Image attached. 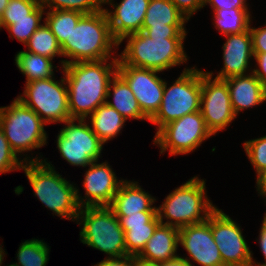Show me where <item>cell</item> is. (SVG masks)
<instances>
[{
    "label": "cell",
    "mask_w": 266,
    "mask_h": 266,
    "mask_svg": "<svg viewBox=\"0 0 266 266\" xmlns=\"http://www.w3.org/2000/svg\"><path fill=\"white\" fill-rule=\"evenodd\" d=\"M65 64L63 76L68 90L71 119H87L106 103L108 85L117 72L118 58Z\"/></svg>",
    "instance_id": "obj_1"
},
{
    "label": "cell",
    "mask_w": 266,
    "mask_h": 266,
    "mask_svg": "<svg viewBox=\"0 0 266 266\" xmlns=\"http://www.w3.org/2000/svg\"><path fill=\"white\" fill-rule=\"evenodd\" d=\"M119 47L111 33L107 14L104 9L92 14H84L73 27L69 38L61 45L65 64L109 59L112 50Z\"/></svg>",
    "instance_id": "obj_2"
},
{
    "label": "cell",
    "mask_w": 266,
    "mask_h": 266,
    "mask_svg": "<svg viewBox=\"0 0 266 266\" xmlns=\"http://www.w3.org/2000/svg\"><path fill=\"white\" fill-rule=\"evenodd\" d=\"M46 160L25 162L22 166L34 195L61 219L76 221L81 209L77 200V187L61 177Z\"/></svg>",
    "instance_id": "obj_3"
},
{
    "label": "cell",
    "mask_w": 266,
    "mask_h": 266,
    "mask_svg": "<svg viewBox=\"0 0 266 266\" xmlns=\"http://www.w3.org/2000/svg\"><path fill=\"white\" fill-rule=\"evenodd\" d=\"M125 49L118 54V64L152 69L159 72L187 62L185 38H149L143 32L124 37Z\"/></svg>",
    "instance_id": "obj_4"
},
{
    "label": "cell",
    "mask_w": 266,
    "mask_h": 266,
    "mask_svg": "<svg viewBox=\"0 0 266 266\" xmlns=\"http://www.w3.org/2000/svg\"><path fill=\"white\" fill-rule=\"evenodd\" d=\"M205 184L204 179L195 176L168 194L156 207L160 222L180 229L207 220L217 207L208 199Z\"/></svg>",
    "instance_id": "obj_5"
},
{
    "label": "cell",
    "mask_w": 266,
    "mask_h": 266,
    "mask_svg": "<svg viewBox=\"0 0 266 266\" xmlns=\"http://www.w3.org/2000/svg\"><path fill=\"white\" fill-rule=\"evenodd\" d=\"M80 241L109 255L121 257L127 255L124 230L116 215L108 206L82 207L77 216Z\"/></svg>",
    "instance_id": "obj_6"
},
{
    "label": "cell",
    "mask_w": 266,
    "mask_h": 266,
    "mask_svg": "<svg viewBox=\"0 0 266 266\" xmlns=\"http://www.w3.org/2000/svg\"><path fill=\"white\" fill-rule=\"evenodd\" d=\"M44 126L46 123L17 98L9 106L0 107V128L17 156L47 145Z\"/></svg>",
    "instance_id": "obj_7"
},
{
    "label": "cell",
    "mask_w": 266,
    "mask_h": 266,
    "mask_svg": "<svg viewBox=\"0 0 266 266\" xmlns=\"http://www.w3.org/2000/svg\"><path fill=\"white\" fill-rule=\"evenodd\" d=\"M195 67L185 68L168 88V82L165 81L161 106L150 119L158 131L186 114L200 111L201 70Z\"/></svg>",
    "instance_id": "obj_8"
},
{
    "label": "cell",
    "mask_w": 266,
    "mask_h": 266,
    "mask_svg": "<svg viewBox=\"0 0 266 266\" xmlns=\"http://www.w3.org/2000/svg\"><path fill=\"white\" fill-rule=\"evenodd\" d=\"M39 79L25 84L23 95L16 97L31 108L46 124L70 120L65 77Z\"/></svg>",
    "instance_id": "obj_9"
},
{
    "label": "cell",
    "mask_w": 266,
    "mask_h": 266,
    "mask_svg": "<svg viewBox=\"0 0 266 266\" xmlns=\"http://www.w3.org/2000/svg\"><path fill=\"white\" fill-rule=\"evenodd\" d=\"M212 135L202 114L196 111L163 126L156 132L153 144L160 147V154L168 149L170 156L188 154Z\"/></svg>",
    "instance_id": "obj_10"
},
{
    "label": "cell",
    "mask_w": 266,
    "mask_h": 266,
    "mask_svg": "<svg viewBox=\"0 0 266 266\" xmlns=\"http://www.w3.org/2000/svg\"><path fill=\"white\" fill-rule=\"evenodd\" d=\"M86 121V119H70L64 122L65 127L56 137L60 155L72 166L85 168L101 157L104 143Z\"/></svg>",
    "instance_id": "obj_11"
},
{
    "label": "cell",
    "mask_w": 266,
    "mask_h": 266,
    "mask_svg": "<svg viewBox=\"0 0 266 266\" xmlns=\"http://www.w3.org/2000/svg\"><path fill=\"white\" fill-rule=\"evenodd\" d=\"M213 72L201 71L200 113L213 135L227 128L237 117L230 101L227 82L213 79Z\"/></svg>",
    "instance_id": "obj_12"
},
{
    "label": "cell",
    "mask_w": 266,
    "mask_h": 266,
    "mask_svg": "<svg viewBox=\"0 0 266 266\" xmlns=\"http://www.w3.org/2000/svg\"><path fill=\"white\" fill-rule=\"evenodd\" d=\"M239 225L222 209L212 212V235L225 266H251L253 259Z\"/></svg>",
    "instance_id": "obj_13"
},
{
    "label": "cell",
    "mask_w": 266,
    "mask_h": 266,
    "mask_svg": "<svg viewBox=\"0 0 266 266\" xmlns=\"http://www.w3.org/2000/svg\"><path fill=\"white\" fill-rule=\"evenodd\" d=\"M152 69L118 64L117 73L127 82L142 112L151 119L159 110L164 93L165 80Z\"/></svg>",
    "instance_id": "obj_14"
},
{
    "label": "cell",
    "mask_w": 266,
    "mask_h": 266,
    "mask_svg": "<svg viewBox=\"0 0 266 266\" xmlns=\"http://www.w3.org/2000/svg\"><path fill=\"white\" fill-rule=\"evenodd\" d=\"M178 244L188 252L189 258H183L190 266L194 261L202 266H225L212 235V213L204 222L180 228Z\"/></svg>",
    "instance_id": "obj_15"
},
{
    "label": "cell",
    "mask_w": 266,
    "mask_h": 266,
    "mask_svg": "<svg viewBox=\"0 0 266 266\" xmlns=\"http://www.w3.org/2000/svg\"><path fill=\"white\" fill-rule=\"evenodd\" d=\"M94 161L88 166L83 187L85 196H80L77 189V200L80 207L109 206L117 193L123 179H117L116 174L106 161Z\"/></svg>",
    "instance_id": "obj_16"
},
{
    "label": "cell",
    "mask_w": 266,
    "mask_h": 266,
    "mask_svg": "<svg viewBox=\"0 0 266 266\" xmlns=\"http://www.w3.org/2000/svg\"><path fill=\"white\" fill-rule=\"evenodd\" d=\"M109 0L105 4L112 5L113 11L105 9L112 36L119 43L130 34L141 32L145 14L150 0H121L114 4Z\"/></svg>",
    "instance_id": "obj_17"
},
{
    "label": "cell",
    "mask_w": 266,
    "mask_h": 266,
    "mask_svg": "<svg viewBox=\"0 0 266 266\" xmlns=\"http://www.w3.org/2000/svg\"><path fill=\"white\" fill-rule=\"evenodd\" d=\"M225 36L227 39L222 46L224 66L215 78L225 80L234 76L247 75V71H250V59L254 57L250 29L241 34Z\"/></svg>",
    "instance_id": "obj_18"
},
{
    "label": "cell",
    "mask_w": 266,
    "mask_h": 266,
    "mask_svg": "<svg viewBox=\"0 0 266 266\" xmlns=\"http://www.w3.org/2000/svg\"><path fill=\"white\" fill-rule=\"evenodd\" d=\"M230 93V101L236 115L244 109L255 107L266 101V87L252 72L247 75L225 79Z\"/></svg>",
    "instance_id": "obj_19"
},
{
    "label": "cell",
    "mask_w": 266,
    "mask_h": 266,
    "mask_svg": "<svg viewBox=\"0 0 266 266\" xmlns=\"http://www.w3.org/2000/svg\"><path fill=\"white\" fill-rule=\"evenodd\" d=\"M156 199L143 191L137 181L123 180L111 204L108 206L116 216H128L144 211H157Z\"/></svg>",
    "instance_id": "obj_20"
},
{
    "label": "cell",
    "mask_w": 266,
    "mask_h": 266,
    "mask_svg": "<svg viewBox=\"0 0 266 266\" xmlns=\"http://www.w3.org/2000/svg\"><path fill=\"white\" fill-rule=\"evenodd\" d=\"M178 243L179 229L160 223L137 258L152 263L168 261L178 256Z\"/></svg>",
    "instance_id": "obj_21"
},
{
    "label": "cell",
    "mask_w": 266,
    "mask_h": 266,
    "mask_svg": "<svg viewBox=\"0 0 266 266\" xmlns=\"http://www.w3.org/2000/svg\"><path fill=\"white\" fill-rule=\"evenodd\" d=\"M112 89V92H111ZM113 94V96H112ZM112 97L113 101L106 103L116 109L126 120H148L150 119L142 112L134 93L127 82L116 72L108 85L107 99Z\"/></svg>",
    "instance_id": "obj_22"
},
{
    "label": "cell",
    "mask_w": 266,
    "mask_h": 266,
    "mask_svg": "<svg viewBox=\"0 0 266 266\" xmlns=\"http://www.w3.org/2000/svg\"><path fill=\"white\" fill-rule=\"evenodd\" d=\"M87 118L91 119L89 122L92 131L104 144L117 137L126 122V119L107 103L98 106Z\"/></svg>",
    "instance_id": "obj_23"
},
{
    "label": "cell",
    "mask_w": 266,
    "mask_h": 266,
    "mask_svg": "<svg viewBox=\"0 0 266 266\" xmlns=\"http://www.w3.org/2000/svg\"><path fill=\"white\" fill-rule=\"evenodd\" d=\"M187 21L189 20L170 0H150L141 32H144L149 27L185 25Z\"/></svg>",
    "instance_id": "obj_24"
},
{
    "label": "cell",
    "mask_w": 266,
    "mask_h": 266,
    "mask_svg": "<svg viewBox=\"0 0 266 266\" xmlns=\"http://www.w3.org/2000/svg\"><path fill=\"white\" fill-rule=\"evenodd\" d=\"M52 60L28 51H19L15 56L16 66L26 76V83L53 77L54 66Z\"/></svg>",
    "instance_id": "obj_25"
},
{
    "label": "cell",
    "mask_w": 266,
    "mask_h": 266,
    "mask_svg": "<svg viewBox=\"0 0 266 266\" xmlns=\"http://www.w3.org/2000/svg\"><path fill=\"white\" fill-rule=\"evenodd\" d=\"M214 26L223 35L241 34L251 25L248 8L213 9Z\"/></svg>",
    "instance_id": "obj_26"
},
{
    "label": "cell",
    "mask_w": 266,
    "mask_h": 266,
    "mask_svg": "<svg viewBox=\"0 0 266 266\" xmlns=\"http://www.w3.org/2000/svg\"><path fill=\"white\" fill-rule=\"evenodd\" d=\"M45 13L44 22H46L55 35L60 46L69 38L73 27L76 26L79 19L84 15L81 12L72 10H49Z\"/></svg>",
    "instance_id": "obj_27"
},
{
    "label": "cell",
    "mask_w": 266,
    "mask_h": 266,
    "mask_svg": "<svg viewBox=\"0 0 266 266\" xmlns=\"http://www.w3.org/2000/svg\"><path fill=\"white\" fill-rule=\"evenodd\" d=\"M27 51L53 59L63 56L61 46L49 26L42 24L25 44Z\"/></svg>",
    "instance_id": "obj_28"
},
{
    "label": "cell",
    "mask_w": 266,
    "mask_h": 266,
    "mask_svg": "<svg viewBox=\"0 0 266 266\" xmlns=\"http://www.w3.org/2000/svg\"><path fill=\"white\" fill-rule=\"evenodd\" d=\"M49 246L39 239L26 240L20 244L15 264L18 266H46L49 260Z\"/></svg>",
    "instance_id": "obj_29"
},
{
    "label": "cell",
    "mask_w": 266,
    "mask_h": 266,
    "mask_svg": "<svg viewBox=\"0 0 266 266\" xmlns=\"http://www.w3.org/2000/svg\"><path fill=\"white\" fill-rule=\"evenodd\" d=\"M160 223L156 216L150 223L127 227L124 230L127 255L138 256Z\"/></svg>",
    "instance_id": "obj_30"
},
{
    "label": "cell",
    "mask_w": 266,
    "mask_h": 266,
    "mask_svg": "<svg viewBox=\"0 0 266 266\" xmlns=\"http://www.w3.org/2000/svg\"><path fill=\"white\" fill-rule=\"evenodd\" d=\"M40 4L31 14L29 18L11 19V25L6 27L10 34L9 37L16 38L24 45L33 35V33L42 25L41 20L46 12Z\"/></svg>",
    "instance_id": "obj_31"
},
{
    "label": "cell",
    "mask_w": 266,
    "mask_h": 266,
    "mask_svg": "<svg viewBox=\"0 0 266 266\" xmlns=\"http://www.w3.org/2000/svg\"><path fill=\"white\" fill-rule=\"evenodd\" d=\"M40 3L44 9L72 10L83 14H92L104 9L100 0H40Z\"/></svg>",
    "instance_id": "obj_32"
},
{
    "label": "cell",
    "mask_w": 266,
    "mask_h": 266,
    "mask_svg": "<svg viewBox=\"0 0 266 266\" xmlns=\"http://www.w3.org/2000/svg\"><path fill=\"white\" fill-rule=\"evenodd\" d=\"M24 156L25 158L23 159L18 158V156L12 151L8 140L6 139L2 129L0 128V174L14 170H21L25 162L43 161L42 159H40V157L38 158L37 156L35 158L32 156V159H29L31 157H27V155Z\"/></svg>",
    "instance_id": "obj_33"
},
{
    "label": "cell",
    "mask_w": 266,
    "mask_h": 266,
    "mask_svg": "<svg viewBox=\"0 0 266 266\" xmlns=\"http://www.w3.org/2000/svg\"><path fill=\"white\" fill-rule=\"evenodd\" d=\"M40 4V0H9L6 9L0 16V28L11 25V19L29 18V14Z\"/></svg>",
    "instance_id": "obj_34"
},
{
    "label": "cell",
    "mask_w": 266,
    "mask_h": 266,
    "mask_svg": "<svg viewBox=\"0 0 266 266\" xmlns=\"http://www.w3.org/2000/svg\"><path fill=\"white\" fill-rule=\"evenodd\" d=\"M244 151L258 177L266 170V135L243 143Z\"/></svg>",
    "instance_id": "obj_35"
},
{
    "label": "cell",
    "mask_w": 266,
    "mask_h": 266,
    "mask_svg": "<svg viewBox=\"0 0 266 266\" xmlns=\"http://www.w3.org/2000/svg\"><path fill=\"white\" fill-rule=\"evenodd\" d=\"M184 25H166V27H149L143 33L149 38H186Z\"/></svg>",
    "instance_id": "obj_36"
},
{
    "label": "cell",
    "mask_w": 266,
    "mask_h": 266,
    "mask_svg": "<svg viewBox=\"0 0 266 266\" xmlns=\"http://www.w3.org/2000/svg\"><path fill=\"white\" fill-rule=\"evenodd\" d=\"M157 216V211H144L139 214H128V216H116L120 226L125 230L129 226L144 225L150 223Z\"/></svg>",
    "instance_id": "obj_37"
},
{
    "label": "cell",
    "mask_w": 266,
    "mask_h": 266,
    "mask_svg": "<svg viewBox=\"0 0 266 266\" xmlns=\"http://www.w3.org/2000/svg\"><path fill=\"white\" fill-rule=\"evenodd\" d=\"M189 20L197 10L205 7L204 0H170Z\"/></svg>",
    "instance_id": "obj_38"
},
{
    "label": "cell",
    "mask_w": 266,
    "mask_h": 266,
    "mask_svg": "<svg viewBox=\"0 0 266 266\" xmlns=\"http://www.w3.org/2000/svg\"><path fill=\"white\" fill-rule=\"evenodd\" d=\"M253 53H266V25L264 27H251Z\"/></svg>",
    "instance_id": "obj_39"
},
{
    "label": "cell",
    "mask_w": 266,
    "mask_h": 266,
    "mask_svg": "<svg viewBox=\"0 0 266 266\" xmlns=\"http://www.w3.org/2000/svg\"><path fill=\"white\" fill-rule=\"evenodd\" d=\"M136 257L125 255L121 257H107L94 266H136Z\"/></svg>",
    "instance_id": "obj_40"
},
{
    "label": "cell",
    "mask_w": 266,
    "mask_h": 266,
    "mask_svg": "<svg viewBox=\"0 0 266 266\" xmlns=\"http://www.w3.org/2000/svg\"><path fill=\"white\" fill-rule=\"evenodd\" d=\"M246 0H204V6L209 4L213 9L248 8Z\"/></svg>",
    "instance_id": "obj_41"
},
{
    "label": "cell",
    "mask_w": 266,
    "mask_h": 266,
    "mask_svg": "<svg viewBox=\"0 0 266 266\" xmlns=\"http://www.w3.org/2000/svg\"><path fill=\"white\" fill-rule=\"evenodd\" d=\"M258 67L252 69V72L260 80V82L266 87V53H253Z\"/></svg>",
    "instance_id": "obj_42"
},
{
    "label": "cell",
    "mask_w": 266,
    "mask_h": 266,
    "mask_svg": "<svg viewBox=\"0 0 266 266\" xmlns=\"http://www.w3.org/2000/svg\"><path fill=\"white\" fill-rule=\"evenodd\" d=\"M258 243L260 245V249L262 254L265 257V262L262 264L258 263L256 264V261H252L251 266H266V219L263 218L262 226L259 233Z\"/></svg>",
    "instance_id": "obj_43"
},
{
    "label": "cell",
    "mask_w": 266,
    "mask_h": 266,
    "mask_svg": "<svg viewBox=\"0 0 266 266\" xmlns=\"http://www.w3.org/2000/svg\"><path fill=\"white\" fill-rule=\"evenodd\" d=\"M256 188L261 197L266 198V170L256 178Z\"/></svg>",
    "instance_id": "obj_44"
},
{
    "label": "cell",
    "mask_w": 266,
    "mask_h": 266,
    "mask_svg": "<svg viewBox=\"0 0 266 266\" xmlns=\"http://www.w3.org/2000/svg\"><path fill=\"white\" fill-rule=\"evenodd\" d=\"M160 265L161 266H190L188 262L182 256H179V255L168 261H164L160 263Z\"/></svg>",
    "instance_id": "obj_45"
},
{
    "label": "cell",
    "mask_w": 266,
    "mask_h": 266,
    "mask_svg": "<svg viewBox=\"0 0 266 266\" xmlns=\"http://www.w3.org/2000/svg\"><path fill=\"white\" fill-rule=\"evenodd\" d=\"M136 266H161L160 263H152L136 257Z\"/></svg>",
    "instance_id": "obj_46"
},
{
    "label": "cell",
    "mask_w": 266,
    "mask_h": 266,
    "mask_svg": "<svg viewBox=\"0 0 266 266\" xmlns=\"http://www.w3.org/2000/svg\"><path fill=\"white\" fill-rule=\"evenodd\" d=\"M9 0H0V16L6 9V6L8 5Z\"/></svg>",
    "instance_id": "obj_47"
},
{
    "label": "cell",
    "mask_w": 266,
    "mask_h": 266,
    "mask_svg": "<svg viewBox=\"0 0 266 266\" xmlns=\"http://www.w3.org/2000/svg\"><path fill=\"white\" fill-rule=\"evenodd\" d=\"M5 251L3 250L2 248V245H0V266H2V263H3V260H4V257H5V254L4 253Z\"/></svg>",
    "instance_id": "obj_48"
},
{
    "label": "cell",
    "mask_w": 266,
    "mask_h": 266,
    "mask_svg": "<svg viewBox=\"0 0 266 266\" xmlns=\"http://www.w3.org/2000/svg\"><path fill=\"white\" fill-rule=\"evenodd\" d=\"M102 2V4H105L106 2H108L109 0H100Z\"/></svg>",
    "instance_id": "obj_49"
},
{
    "label": "cell",
    "mask_w": 266,
    "mask_h": 266,
    "mask_svg": "<svg viewBox=\"0 0 266 266\" xmlns=\"http://www.w3.org/2000/svg\"><path fill=\"white\" fill-rule=\"evenodd\" d=\"M8 266H18V265H16L15 263H12V264H10Z\"/></svg>",
    "instance_id": "obj_50"
}]
</instances>
